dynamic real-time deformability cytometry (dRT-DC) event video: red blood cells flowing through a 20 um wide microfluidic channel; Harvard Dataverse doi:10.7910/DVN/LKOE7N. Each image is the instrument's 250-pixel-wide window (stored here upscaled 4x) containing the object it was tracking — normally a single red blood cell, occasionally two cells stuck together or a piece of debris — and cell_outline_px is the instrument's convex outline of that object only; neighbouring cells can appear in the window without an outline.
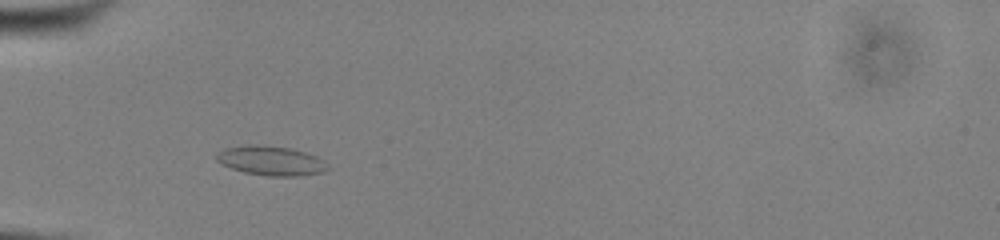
{"species": "common noctule bat (a hibernating species)", "species_latin": "Nyctalus noctula", "temperature_condition": "cold", "stored_images_in_passage": 36, "camera_frame_rate_fps": 3000, "um_per_image_px": 0.085, "animal": {"sex": "male", "body_mass_g": 13.0, "forearm_length_mm": 53.1}, "frame": {"image": 1, "passage_image": 1, "time_ms": 0.0, "image_size_px": [1000, 240], "cell_outline_px": [[332, 168], [324, 172], [300, 176], [268, 176], [244, 172], [220, 164], [216, 160], [216, 152], [228, 148], [248, 144], [256, 144], [292, 148], [316, 156], [324, 160]], "centroid_in_image_um": [23.07, 13.66], "position_along_channel_um": 61.9, "area_um2": 19.31}}
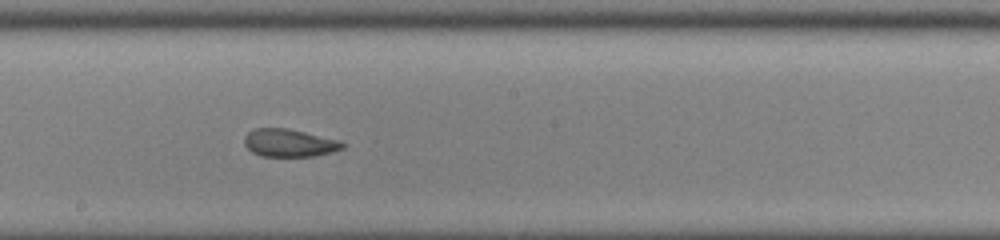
{"frame": {"image": 2, "passage_image": 14, "time_ms": 4.333, "image_size_px": [1000, 240], "cell_outline_px": [[348, 144], [344, 148], [332, 152], [312, 156], [260, 156], [252, 152], [244, 144], [244, 136], [248, 132], [256, 128], [288, 128], [336, 140]], "centroid_in_image_um": [24.57, 12.15], "position_along_channel_um": 223.6, "area_um2": 15.78}}
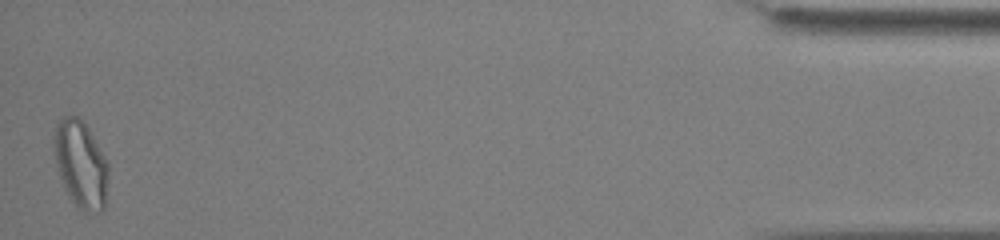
{"frame": {"image": 3, "passage_image": 36, "time_ms": 11.667, "image_size_px": [1000, 240], "cell_outline_px": [[108, 176], [104, 208], [100, 212], [84, 212], [76, 208], [68, 196], [64, 188], [56, 164], [52, 148], [52, 136], [56, 124], [64, 116], [80, 116], [88, 128], [104, 156], [108, 164]], "centroid_in_image_um": [6.83, 13.97], "position_along_channel_um": 428.4, "area_um2": 27.98}, "authors_computed_cell_mechanics": {"area_um2": 16.9643, "velocity_mm_per_s": 3.8932, "shape_relaxation_time_tau1_ms": null, "shape_relaxation_time_tau2_ms": 1.3675, "deformation_change_tau1": null, "deformation_change_tau2": 0.0607}}